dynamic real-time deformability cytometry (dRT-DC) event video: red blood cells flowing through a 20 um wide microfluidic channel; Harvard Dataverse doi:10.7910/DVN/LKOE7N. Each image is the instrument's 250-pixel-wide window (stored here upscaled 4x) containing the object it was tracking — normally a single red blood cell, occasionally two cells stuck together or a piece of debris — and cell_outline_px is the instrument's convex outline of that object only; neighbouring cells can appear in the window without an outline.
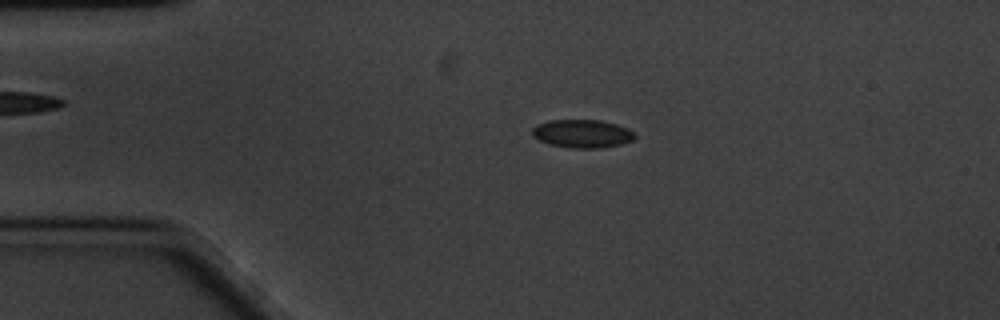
{"species": "common noctule bat (a hibernating species)", "species_latin": "Nyctalus noctula", "temperature_condition": "cold", "stored_images_in_passage": 59, "camera_frame_rate_fps": 3000, "um_per_image_px": 0.085, "animal": {"sex": "male", "body_mass_g": 20.1, "forearm_length_mm": 53.5}, "frame": {"image": 1, "passage_image": 12, "time_ms": 3.667, "image_size_px": [1000, 320], "cell_outline_px": [[636, 136], [632, 140], [620, 144], [600, 148], [568, 148], [548, 144], [532, 136], [532, 128], [536, 124], [548, 120], [600, 120], [616, 124], [628, 128], [636, 132]], "centroid_in_image_um": [49.48, 11.36], "position_along_channel_um": 35.5, "area_um2": 17.05}}
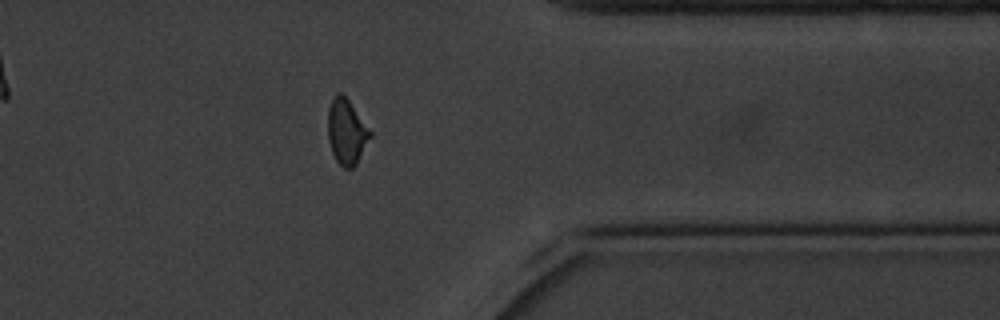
{"frame": {"image": 2, "passage_image": 47, "time_ms": 15.333, "image_size_px": [1000, 320], "cell_outline_px": [[372, 136], [356, 164], [352, 168], [344, 168], [336, 160], [332, 152], [328, 140], [328, 108], [336, 92], [340, 92], [348, 100], [372, 132]], "centroid_in_image_um": [29.46, 11.21], "position_along_channel_um": 381.9, "area_um2": 15.95}}
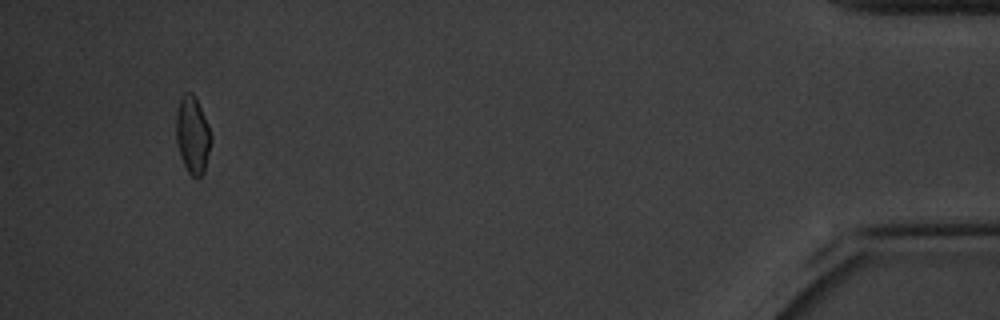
{"frame": {"image": 3, "passage_image": 56, "time_ms": 18.333, "image_size_px": [1000, 320], "cell_outline_px": [[212, 140], [204, 172], [196, 180], [188, 172], [180, 156], [176, 140], [176, 112], [180, 96], [184, 92], [192, 92], [196, 96], [212, 136]], "centroid_in_image_um": [16.36, 11.45], "position_along_channel_um": 418.8, "area_um2": 15.95}, "authors_computed_cell_mechanics": {"area_um2": 16.473, "velocity_mm_per_s": 3.3371, "shape_relaxation_time_tau1_ms": 2.0453, "shape_relaxation_time_tau2_ms": 2.3844, "deformation_change_tau1": 0.0575, "deformation_change_tau2": 0.0558}}